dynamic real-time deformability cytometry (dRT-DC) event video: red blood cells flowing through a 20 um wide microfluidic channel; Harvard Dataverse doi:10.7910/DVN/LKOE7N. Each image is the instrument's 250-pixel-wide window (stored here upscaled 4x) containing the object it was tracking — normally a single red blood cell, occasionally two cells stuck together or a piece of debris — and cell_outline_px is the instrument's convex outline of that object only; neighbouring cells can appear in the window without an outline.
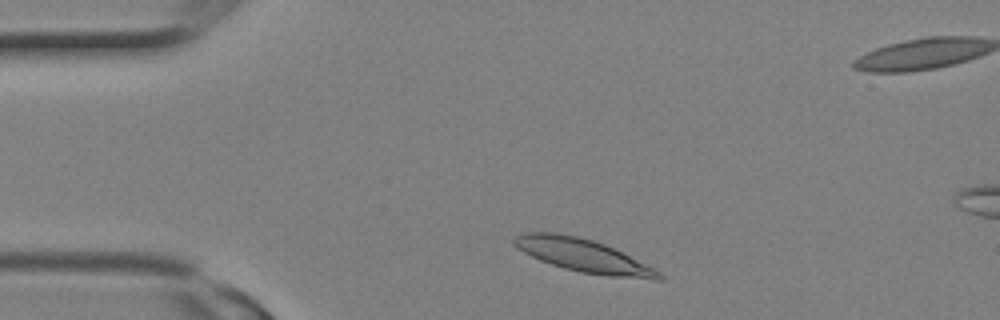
{"species": "Egyptian fruit bat (a non-hibernating species)", "species_latin": "Rousettus aegyptiacus", "temperature_condition": "room temperature", "stored_images_in_passage": 5, "camera_frame_rate_fps": 3000, "um_per_image_px": 0.085, "animal": {"sex": "female"}, "frame": {"image": 1, "passage_image": 2, "time_ms": 0.333, "image_size_px": [1000, 320], "cell_outline_px": [[664, 280], [652, 280], [608, 276], [580, 272], [564, 268], [540, 260], [516, 248], [512, 244], [512, 240], [516, 236], [524, 232], [556, 232], [580, 236], [604, 244], [660, 272], [664, 276]], "centroid_in_image_um": [49.53, 21.72], "position_along_channel_um": 35.5, "area_um2": 27.69}}